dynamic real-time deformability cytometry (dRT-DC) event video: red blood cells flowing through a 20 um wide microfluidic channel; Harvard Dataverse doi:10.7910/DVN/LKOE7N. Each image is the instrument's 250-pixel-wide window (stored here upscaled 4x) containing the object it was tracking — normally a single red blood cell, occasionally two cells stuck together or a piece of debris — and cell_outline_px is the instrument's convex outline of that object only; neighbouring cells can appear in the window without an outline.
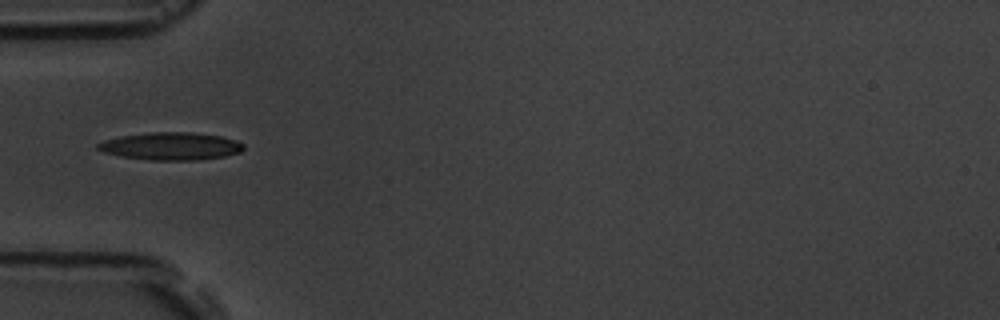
{"species": "common noctule bat (a hibernating species)", "species_latin": "Nyctalus noctula", "temperature_condition": "room temperature", "stored_images_in_passage": 3, "camera_frame_rate_fps": 3000, "um_per_image_px": 0.085, "animal": {"sex": "male", "body_mass_g": 19.5, "forearm_length_mm": 54.6}, "frame": {"image": 1, "passage_image": 1, "time_ms": 0.0, "image_size_px": [1000, 320], "cell_outline_px": [[244, 148], [240, 152], [224, 156], [196, 160], [152, 160], [120, 156], [104, 152], [96, 148], [96, 144], [104, 140], [120, 136], [152, 132], [192, 132], [220, 136], [236, 140], [244, 144]], "centroid_in_image_um": [14.52, 12.42], "position_along_channel_um": 70.5, "area_um2": 23.41}}
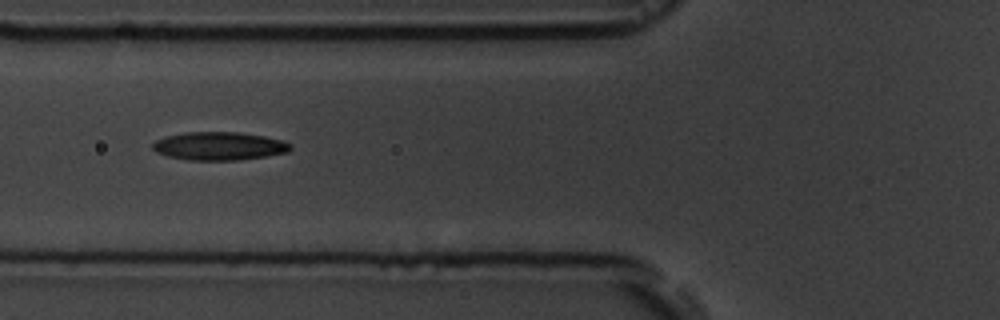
{"frame": {"image": 2, "passage_image": 2, "time_ms": 1.0, "image_size_px": [1000, 320], "cell_outline_px": [[292, 148], [288, 152], [268, 156], [236, 160], [188, 160], [168, 156], [156, 152], [152, 148], [152, 144], [156, 140], [168, 136], [184, 132], [236, 132], [264, 136], [284, 140], [292, 144]], "centroid_in_image_um": [18.66, 12.41], "position_along_channel_um": 107.1, "area_um2": 22.72}}
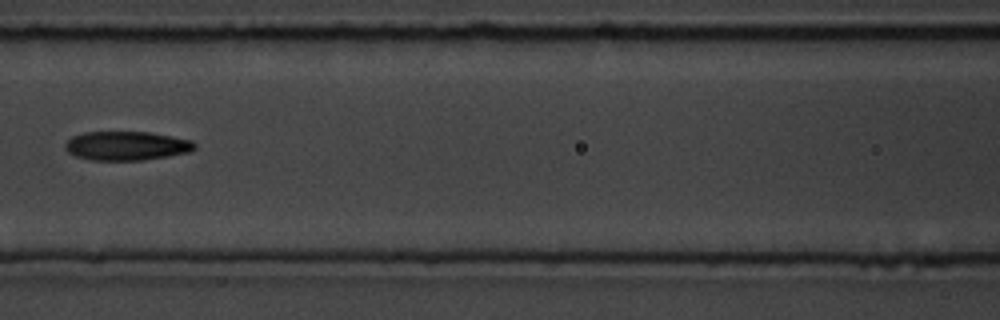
{"frame": {"image": 3, "passage_image": 3, "time_ms": 2.333, "image_size_px": [1000, 320], "cell_outline_px": [[196, 148], [192, 152], [168, 156], [140, 160], [92, 160], [76, 156], [68, 152], [64, 148], [64, 144], [72, 136], [84, 132], [148, 132], [172, 136], [192, 140], [196, 144]], "centroid_in_image_um": [10.77, 12.39], "position_along_channel_um": 155.8, "area_um2": 21.96}}